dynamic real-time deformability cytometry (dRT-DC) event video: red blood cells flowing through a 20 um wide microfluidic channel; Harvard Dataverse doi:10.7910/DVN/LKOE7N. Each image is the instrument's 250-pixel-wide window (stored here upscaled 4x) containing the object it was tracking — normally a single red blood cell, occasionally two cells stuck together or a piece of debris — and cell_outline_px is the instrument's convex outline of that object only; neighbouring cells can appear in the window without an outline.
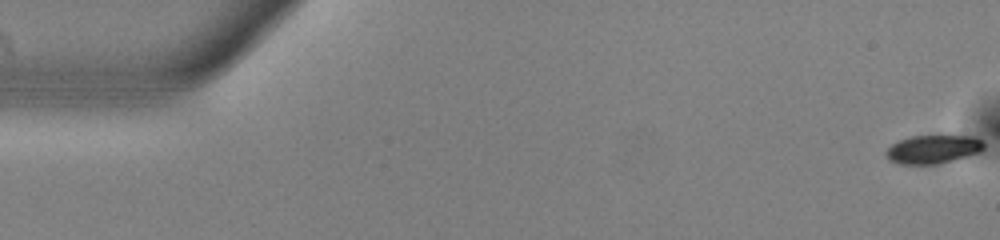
{"species": "common noctule bat (a hibernating species)", "species_latin": "Nyctalus noctula", "temperature_condition": "warm", "stored_images_in_passage": 55, "camera_frame_rate_fps": 3000, "um_per_image_px": 0.085, "animal": {"sex": "male", "body_mass_g": 13.0, "forearm_length_mm": 53.1}, "frame": {"image": 1, "passage_image": 1, "time_ms": 0.0, "image_size_px": [1000, 240], "cell_outline_px": [[984, 148], [980, 152], [968, 156], [936, 164], [900, 164], [888, 160], [884, 156], [884, 152], [892, 144], [900, 140], [912, 136], [976, 136], [984, 140]], "centroid_in_image_um": [79.31, 12.69], "position_along_channel_um": 5.7, "area_um2": 16.36}}
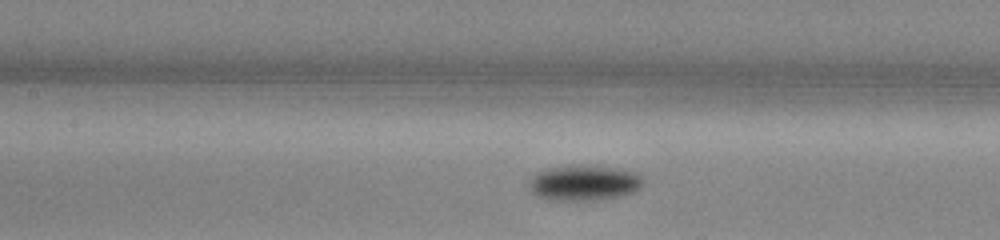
{"frame": {"image": 2, "passage_image": 25, "time_ms": 8.0, "image_size_px": [1000, 240], "cell_outline_px": [[644, 184], [636, 192], [620, 196], [592, 200], [544, 200], [536, 196], [528, 188], [528, 180], [536, 172], [548, 168], [568, 164], [600, 164], [628, 168], [644, 176]], "centroid_in_image_um": [49.68, 15.49], "position_along_channel_um": 157.7, "area_um2": 24.97}}
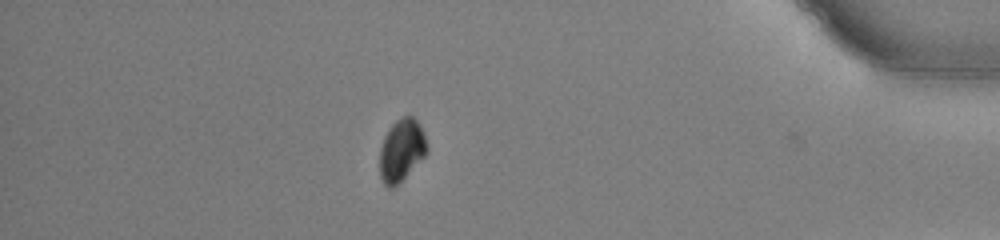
{"frame": {"image": 3, "passage_image": 48, "time_ms": 15.667, "image_size_px": [1000, 240], "cell_outline_px": [[428, 152], [392, 188], [388, 188], [384, 184], [380, 176], [380, 148], [384, 136], [392, 124], [396, 120], [404, 116], [412, 116], [420, 124], [424, 132], [428, 148]], "centroid_in_image_um": [34.13, 12.73], "position_along_channel_um": 401.1, "area_um2": 16.88}, "authors_computed_cell_mechanics": {"area_um2": 19.7098, "velocity_mm_per_s": 3.7632, "shape_relaxation_time_tau1_ms": 1.3315, "shape_relaxation_time_tau2_ms": null, "deformation_change_tau1": 0.0908, "deformation_change_tau2": null}}